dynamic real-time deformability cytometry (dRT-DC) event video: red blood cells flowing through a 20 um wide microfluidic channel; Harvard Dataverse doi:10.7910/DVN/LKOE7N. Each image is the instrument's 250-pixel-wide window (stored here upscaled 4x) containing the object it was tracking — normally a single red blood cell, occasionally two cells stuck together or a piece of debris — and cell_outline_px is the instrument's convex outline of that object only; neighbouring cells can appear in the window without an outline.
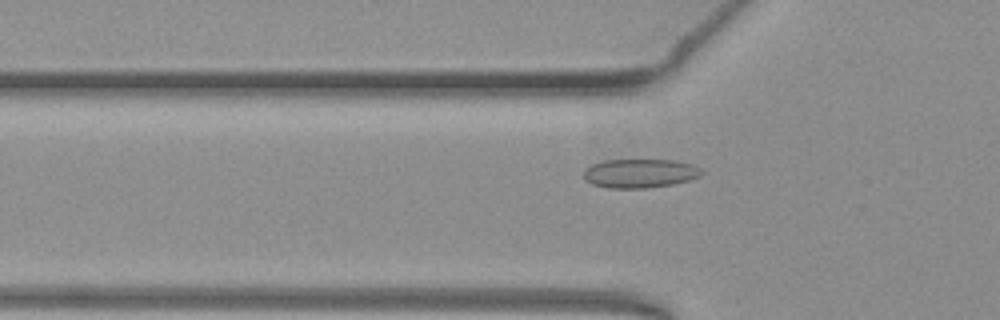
{"species": "common noctule bat (a hibernating species)", "species_latin": "Nyctalus noctula", "temperature_condition": "warm", "stored_images_in_passage": 27, "camera_frame_rate_fps": 3000, "um_per_image_px": 0.085, "animal": {"sex": "female", "body_mass_g": 19.3, "forearm_length_mm": 54.1}, "frame": {"image": 1, "passage_image": 8, "time_ms": 2.333, "image_size_px": [1000, 320], "cell_outline_px": [[704, 172], [700, 176], [688, 180], [672, 184], [648, 188], [608, 188], [592, 184], [584, 180], [584, 172], [592, 164], [604, 160], [672, 160], [692, 164], [700, 168]], "centroid_in_image_um": [54.39, 14.74], "position_along_channel_um": 71.4, "area_um2": 19.83}}
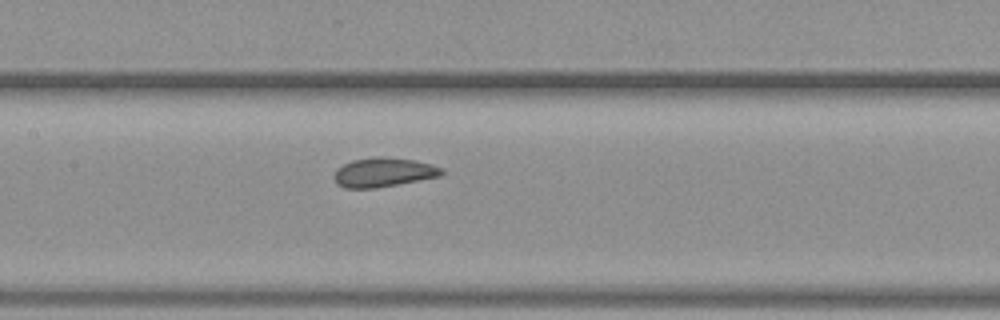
{"frame": {"image": 2, "passage_image": 16, "time_ms": 5.0, "image_size_px": [1000, 320], "cell_outline_px": [[444, 172], [440, 176], [376, 188], [344, 188], [336, 180], [336, 168], [352, 160], [376, 156], [384, 156], [412, 160], [432, 164], [444, 168]], "centroid_in_image_um": [32.63, 14.63], "position_along_channel_um": 174.8, "area_um2": 18.15}}
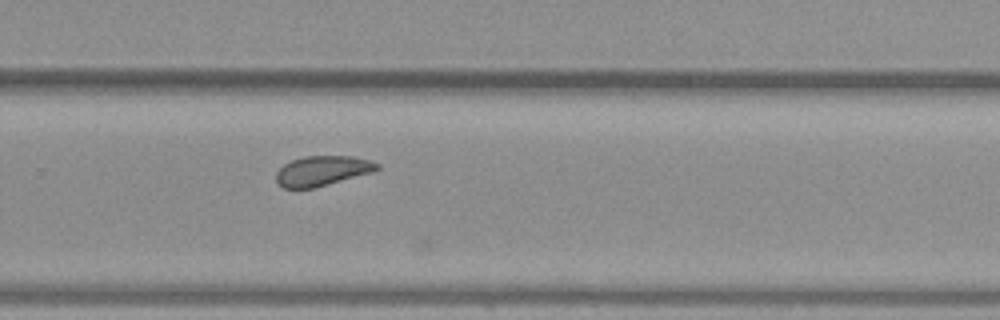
{"frame": {"image": 3, "passage_image": 26, "time_ms": 8.333, "image_size_px": [1000, 320], "cell_outline_px": [[380, 168], [372, 172], [316, 188], [284, 188], [276, 180], [276, 172], [284, 164], [292, 160], [304, 156], [352, 156], [372, 160], [380, 164]], "centroid_in_image_um": [27.42, 14.51], "position_along_channel_um": 302.4, "area_um2": 17.69}}